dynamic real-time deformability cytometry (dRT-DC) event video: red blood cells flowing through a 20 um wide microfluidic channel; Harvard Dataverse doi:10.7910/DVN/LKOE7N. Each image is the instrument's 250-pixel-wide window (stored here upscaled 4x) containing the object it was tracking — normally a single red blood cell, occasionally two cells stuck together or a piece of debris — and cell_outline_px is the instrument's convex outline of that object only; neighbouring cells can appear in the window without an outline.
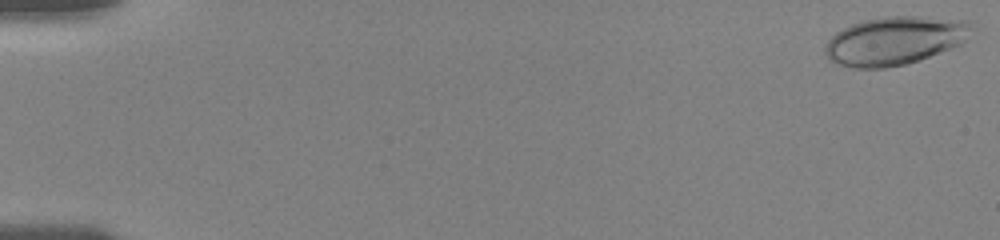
{"species": "human", "species_latin": "Homo sapiens", "temperature_condition": "room temperature", "stored_images_in_passage": 17, "camera_frame_rate_fps": 3000, "um_per_image_px": 0.085, "donor": {"sex": "female"}, "frame": {"image": 1, "passage_image": 1, "time_ms": 0.0, "image_size_px": [1000, 240], "cell_outline_px": [[980, 28], [960, 44], [920, 60], [904, 64], [884, 68], [856, 68], [836, 64], [828, 60], [824, 52], [824, 48], [828, 40], [836, 32], [852, 24], [864, 20], [888, 16], [916, 16], [968, 20]], "centroid_in_image_um": [76.11, 3.45], "position_along_channel_um": 8.9, "area_um2": 41.73}}